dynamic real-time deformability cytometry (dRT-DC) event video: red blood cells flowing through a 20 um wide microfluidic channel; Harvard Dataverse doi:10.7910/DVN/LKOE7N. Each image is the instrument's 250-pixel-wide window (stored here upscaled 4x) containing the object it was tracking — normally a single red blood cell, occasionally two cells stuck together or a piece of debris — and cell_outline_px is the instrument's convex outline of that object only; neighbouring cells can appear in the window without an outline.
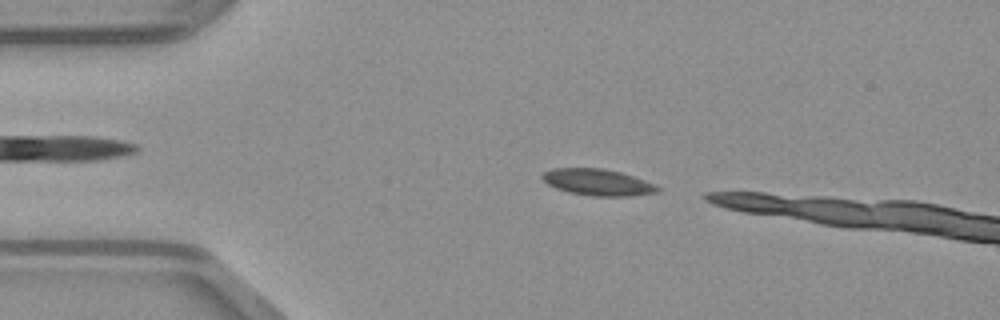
{"species": "common noctule bat (a hibernating species)", "species_latin": "Nyctalus noctula", "temperature_condition": "warm", "stored_images_in_passage": 6, "camera_frame_rate_fps": 3000, "um_per_image_px": 0.085, "animal": {"sex": "male", "body_mass_g": 23.1, "forearm_length_mm": 52.7}, "frame": {"image": 1, "passage_image": 3, "time_ms": 0.667, "image_size_px": [1000, 320], "cell_outline_px": [[660, 188], [656, 192], [628, 196], [592, 196], [568, 192], [556, 188], [548, 184], [540, 176], [544, 172], [552, 168], [604, 168], [620, 172], [644, 180]], "centroid_in_image_um": [50.75, 15.48], "position_along_channel_um": 34.3, "area_um2": 17.57}}